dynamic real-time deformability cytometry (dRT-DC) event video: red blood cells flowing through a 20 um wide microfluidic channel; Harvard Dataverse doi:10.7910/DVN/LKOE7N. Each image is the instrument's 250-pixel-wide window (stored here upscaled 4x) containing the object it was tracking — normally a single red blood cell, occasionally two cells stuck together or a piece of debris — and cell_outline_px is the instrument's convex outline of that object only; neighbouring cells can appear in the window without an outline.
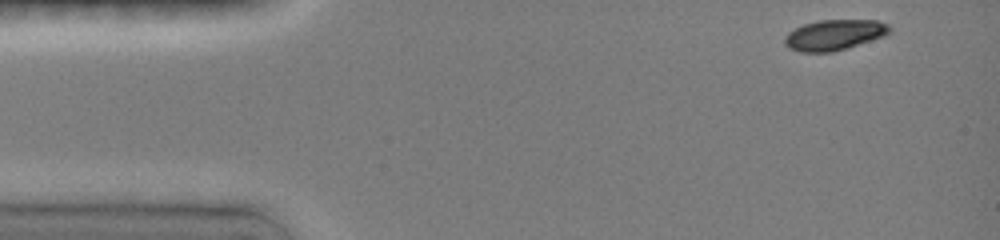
{"species": "common noctule bat (a hibernating species)", "species_latin": "Nyctalus noctula", "temperature_condition": "room temperature", "stored_images_in_passage": 11, "camera_frame_rate_fps": 3000, "um_per_image_px": 0.085, "animal": {"sex": "female", "body_mass_g": 19.0, "forearm_length_mm": 51.5}, "frame": {"image": 1, "passage_image": 1, "time_ms": 0.0, "image_size_px": [1000, 240], "cell_outline_px": [[892, 32], [888, 36], [848, 48], [832, 52], [800, 52], [788, 48], [784, 44], [784, 36], [788, 32], [804, 24], [820, 20], [876, 20], [888, 24], [892, 28]], "centroid_in_image_um": [70.97, 2.97], "position_along_channel_um": 14.0, "area_um2": 19.07}}
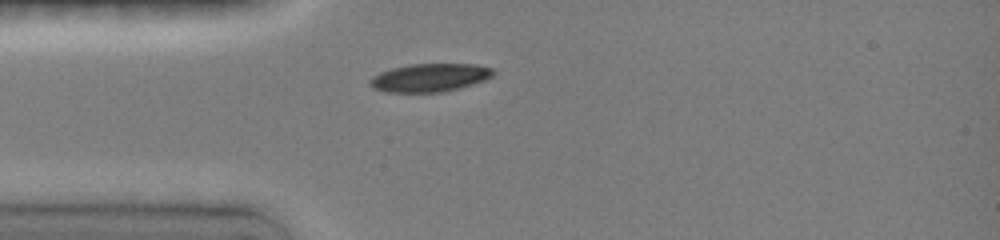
{"frame": {"image": 2, "passage_image": 8, "time_ms": 3.0, "image_size_px": [1000, 240], "cell_outline_px": [[496, 72], [492, 76], [484, 80], [460, 88], [440, 92], [388, 92], [376, 88], [372, 84], [372, 80], [380, 72], [392, 68], [412, 64], [476, 64], [492, 68]], "centroid_in_image_um": [36.62, 6.59], "position_along_channel_um": 48.4, "area_um2": 19.83}}